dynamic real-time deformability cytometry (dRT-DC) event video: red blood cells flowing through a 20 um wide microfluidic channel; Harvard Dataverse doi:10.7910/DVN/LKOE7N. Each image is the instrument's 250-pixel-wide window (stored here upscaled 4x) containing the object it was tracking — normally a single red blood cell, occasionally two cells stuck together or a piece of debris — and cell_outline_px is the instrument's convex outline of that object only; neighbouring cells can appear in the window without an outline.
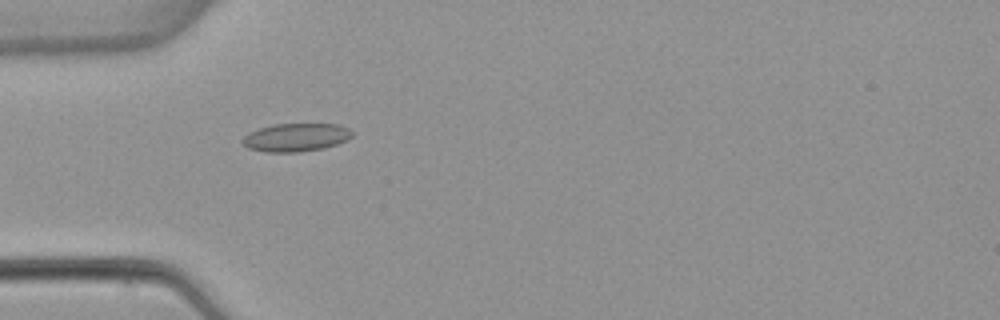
{"species": "common noctule bat (a hibernating species)", "species_latin": "Nyctalus noctula", "temperature_condition": "warm", "stored_images_in_passage": 4, "camera_frame_rate_fps": 3000, "um_per_image_px": 0.085, "animal": {"sex": "female", "body_mass_g": 22.7, "forearm_length_mm": 54.2}, "frame": {"image": 1, "passage_image": 2, "time_ms": 1.0, "image_size_px": [1000, 320], "cell_outline_px": [[352, 136], [348, 140], [324, 148], [300, 152], [264, 152], [248, 148], [240, 140], [248, 132], [260, 128], [276, 124], [340, 124], [348, 128], [352, 132]], "centroid_in_image_um": [25.15, 11.68], "position_along_channel_um": 59.9, "area_um2": 18.09}}
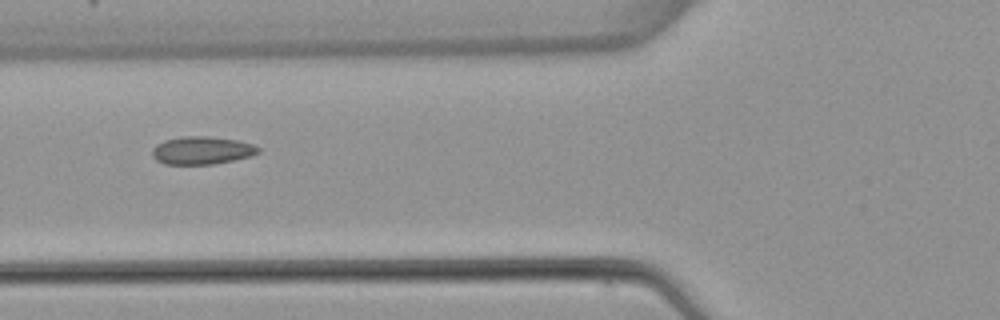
{"frame": {"image": 2, "passage_image": 3, "time_ms": 2.333, "image_size_px": [1000, 320], "cell_outline_px": [[260, 152], [252, 156], [212, 164], [164, 164], [156, 160], [152, 156], [152, 148], [156, 144], [164, 140], [180, 136], [208, 136], [236, 140], [252, 144], [260, 148]], "centroid_in_image_um": [17.13, 12.78], "position_along_channel_um": 108.7, "area_um2": 17.28}}
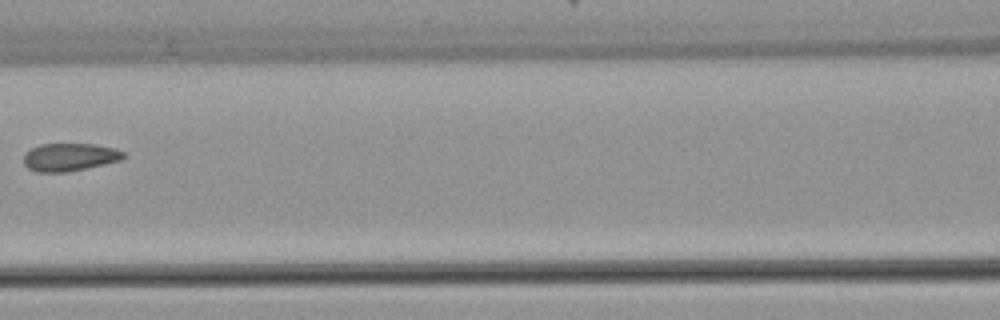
{"frame": {"image": 3, "passage_image": 4, "time_ms": 3.667, "image_size_px": [1000, 320], "cell_outline_px": [[128, 156], [120, 160], [104, 164], [68, 172], [36, 172], [28, 168], [24, 164], [24, 156], [32, 148], [40, 144], [92, 144], [116, 148], [124, 152]], "centroid_in_image_um": [5.95, 13.35], "position_along_channel_um": 160.7, "area_um2": 16.18}}